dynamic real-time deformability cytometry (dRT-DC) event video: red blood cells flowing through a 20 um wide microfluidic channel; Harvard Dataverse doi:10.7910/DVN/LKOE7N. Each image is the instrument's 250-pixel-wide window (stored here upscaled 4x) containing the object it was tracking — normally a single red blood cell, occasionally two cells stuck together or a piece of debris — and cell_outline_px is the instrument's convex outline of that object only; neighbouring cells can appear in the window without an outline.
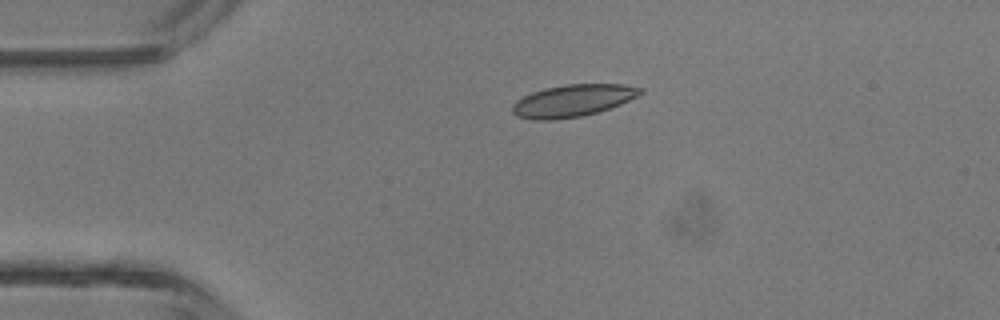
{"species": "common noctule bat (a hibernating species)", "species_latin": "Nyctalus noctula", "temperature_condition": "room temperature", "stored_images_in_passage": 4, "camera_frame_rate_fps": 3000, "um_per_image_px": 0.085, "animal": {"sex": "male", "body_mass_g": 13.3}, "frame": {"image": 1, "passage_image": 1, "time_ms": 0.0, "image_size_px": [1000, 320], "cell_outline_px": [[644, 92], [640, 96], [620, 104], [596, 112], [580, 116], [552, 120], [532, 120], [516, 116], [512, 112], [512, 104], [516, 100], [532, 92], [544, 88], [568, 84], [624, 84], [644, 88]], "centroid_in_image_um": [48.69, 8.55], "position_along_channel_um": 36.3, "area_um2": 24.04}}
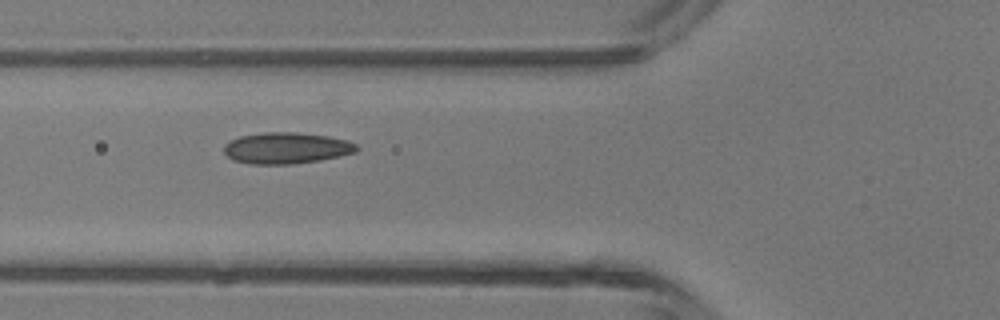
{"frame": {"image": 2, "passage_image": 3, "time_ms": 0.667, "image_size_px": [1000, 320], "cell_outline_px": [[360, 148], [356, 152], [320, 160], [292, 164], [248, 164], [232, 160], [224, 152], [224, 144], [240, 136], [264, 132], [296, 132], [328, 136], [348, 140], [356, 144]], "centroid_in_image_um": [24.34, 12.58], "position_along_channel_um": 101.5, "area_um2": 24.28}}
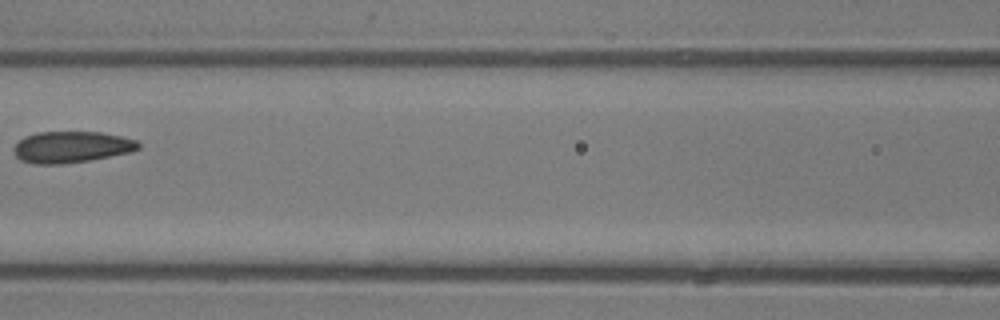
{"frame": {"image": 3, "passage_image": 4, "time_ms": 1.0, "image_size_px": [1000, 320], "cell_outline_px": [[140, 148], [132, 152], [88, 160], [60, 164], [36, 164], [20, 160], [16, 156], [12, 148], [24, 136], [36, 132], [100, 132], [120, 136], [136, 140], [140, 144]], "centroid_in_image_um": [6.06, 12.49], "position_along_channel_um": 160.5, "area_um2": 22.77}}